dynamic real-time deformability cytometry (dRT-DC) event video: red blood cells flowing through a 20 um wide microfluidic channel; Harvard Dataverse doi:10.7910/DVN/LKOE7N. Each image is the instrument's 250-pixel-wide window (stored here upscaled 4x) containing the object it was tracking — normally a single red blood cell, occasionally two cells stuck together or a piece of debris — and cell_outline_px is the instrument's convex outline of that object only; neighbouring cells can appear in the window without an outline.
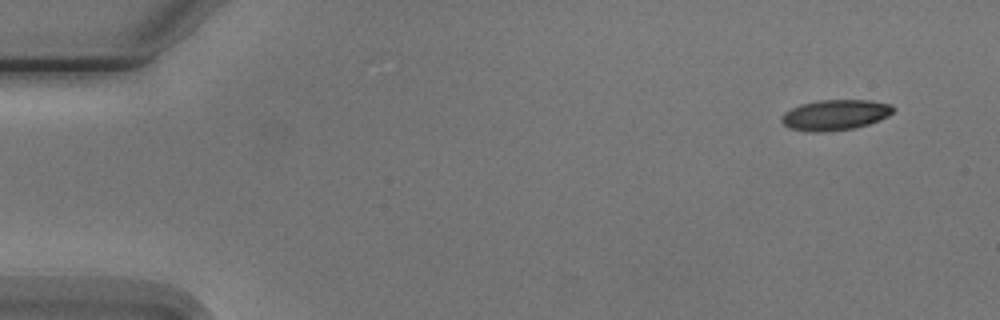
{"species": "Egyptian fruit bat (a non-hibernating species)", "species_latin": "Rousettus aegyptiacus", "temperature_condition": "cold", "stored_images_in_passage": 4, "camera_frame_rate_fps": 3000, "um_per_image_px": 0.085, "animal": {"sex": "male"}, "frame": {"image": 1, "passage_image": 1, "time_ms": 0.0, "image_size_px": [1000, 320], "cell_outline_px": [[896, 108], [888, 116], [880, 120], [868, 124], [852, 128], [824, 132], [812, 132], [788, 128], [780, 120], [780, 116], [784, 112], [800, 104], [816, 100], [868, 100], [892, 104]], "centroid_in_image_um": [70.97, 9.76], "position_along_channel_um": 14.0, "area_um2": 20.0}}
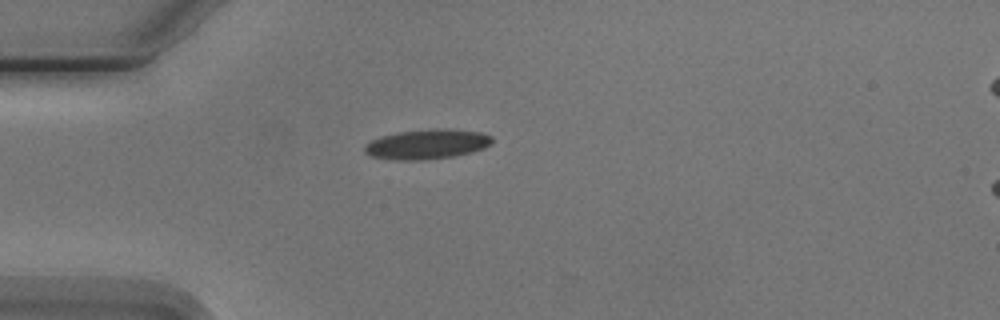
{"frame": {"image": 2, "passage_image": 4, "time_ms": 3.667, "image_size_px": [1000, 320], "cell_outline_px": [[492, 144], [484, 148], [472, 152], [452, 156], [424, 160], [396, 160], [372, 156], [364, 152], [364, 144], [380, 136], [396, 132], [436, 128], [444, 128], [480, 132], [492, 136]], "centroid_in_image_um": [36.29, 12.25], "position_along_channel_um": 48.7, "area_um2": 22.25}}